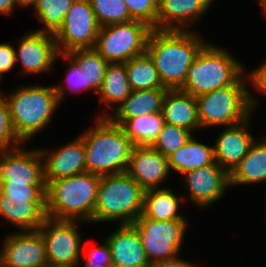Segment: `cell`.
Wrapping results in <instances>:
<instances>
[{
  "label": "cell",
  "mask_w": 266,
  "mask_h": 267,
  "mask_svg": "<svg viewBox=\"0 0 266 267\" xmlns=\"http://www.w3.org/2000/svg\"><path fill=\"white\" fill-rule=\"evenodd\" d=\"M199 32L151 31L146 53L152 59L165 88L180 89L183 86L189 67L208 43Z\"/></svg>",
  "instance_id": "1"
},
{
  "label": "cell",
  "mask_w": 266,
  "mask_h": 267,
  "mask_svg": "<svg viewBox=\"0 0 266 267\" xmlns=\"http://www.w3.org/2000/svg\"><path fill=\"white\" fill-rule=\"evenodd\" d=\"M81 224L88 223L48 217L44 220L38 231L44 239L49 267H80L85 240L79 230Z\"/></svg>",
  "instance_id": "10"
},
{
  "label": "cell",
  "mask_w": 266,
  "mask_h": 267,
  "mask_svg": "<svg viewBox=\"0 0 266 267\" xmlns=\"http://www.w3.org/2000/svg\"><path fill=\"white\" fill-rule=\"evenodd\" d=\"M17 68L15 49L11 42L0 43V74L2 76Z\"/></svg>",
  "instance_id": "40"
},
{
  "label": "cell",
  "mask_w": 266,
  "mask_h": 267,
  "mask_svg": "<svg viewBox=\"0 0 266 267\" xmlns=\"http://www.w3.org/2000/svg\"><path fill=\"white\" fill-rule=\"evenodd\" d=\"M179 179L185 187L182 193L184 202H191L198 210L215 206L214 203L226 197L230 189V175L216 162L187 171Z\"/></svg>",
  "instance_id": "11"
},
{
  "label": "cell",
  "mask_w": 266,
  "mask_h": 267,
  "mask_svg": "<svg viewBox=\"0 0 266 267\" xmlns=\"http://www.w3.org/2000/svg\"><path fill=\"white\" fill-rule=\"evenodd\" d=\"M15 1L20 10L24 8L29 9L30 7H33L36 2V0H15Z\"/></svg>",
  "instance_id": "43"
},
{
  "label": "cell",
  "mask_w": 266,
  "mask_h": 267,
  "mask_svg": "<svg viewBox=\"0 0 266 267\" xmlns=\"http://www.w3.org/2000/svg\"><path fill=\"white\" fill-rule=\"evenodd\" d=\"M25 146L0 150V182L45 183L43 159L38 146Z\"/></svg>",
  "instance_id": "16"
},
{
  "label": "cell",
  "mask_w": 266,
  "mask_h": 267,
  "mask_svg": "<svg viewBox=\"0 0 266 267\" xmlns=\"http://www.w3.org/2000/svg\"><path fill=\"white\" fill-rule=\"evenodd\" d=\"M149 267H201L198 263L186 260L181 255L176 258L150 263Z\"/></svg>",
  "instance_id": "41"
},
{
  "label": "cell",
  "mask_w": 266,
  "mask_h": 267,
  "mask_svg": "<svg viewBox=\"0 0 266 267\" xmlns=\"http://www.w3.org/2000/svg\"><path fill=\"white\" fill-rule=\"evenodd\" d=\"M44 169L46 185L53 180L68 178L85 172V145L83 139L76 135L73 140L52 149L38 147Z\"/></svg>",
  "instance_id": "18"
},
{
  "label": "cell",
  "mask_w": 266,
  "mask_h": 267,
  "mask_svg": "<svg viewBox=\"0 0 266 267\" xmlns=\"http://www.w3.org/2000/svg\"><path fill=\"white\" fill-rule=\"evenodd\" d=\"M266 182V133L259 134L247 155L230 174V188Z\"/></svg>",
  "instance_id": "25"
},
{
  "label": "cell",
  "mask_w": 266,
  "mask_h": 267,
  "mask_svg": "<svg viewBox=\"0 0 266 267\" xmlns=\"http://www.w3.org/2000/svg\"><path fill=\"white\" fill-rule=\"evenodd\" d=\"M161 112L164 123L191 131L201 132L196 98L180 89H168Z\"/></svg>",
  "instance_id": "22"
},
{
  "label": "cell",
  "mask_w": 266,
  "mask_h": 267,
  "mask_svg": "<svg viewBox=\"0 0 266 267\" xmlns=\"http://www.w3.org/2000/svg\"><path fill=\"white\" fill-rule=\"evenodd\" d=\"M4 97L9 106L13 129L24 144H30L40 132L42 134L49 128L59 106H62L53 84H22L5 93Z\"/></svg>",
  "instance_id": "3"
},
{
  "label": "cell",
  "mask_w": 266,
  "mask_h": 267,
  "mask_svg": "<svg viewBox=\"0 0 266 267\" xmlns=\"http://www.w3.org/2000/svg\"><path fill=\"white\" fill-rule=\"evenodd\" d=\"M15 227L14 231H35L46 216V200L7 199L0 192V218Z\"/></svg>",
  "instance_id": "21"
},
{
  "label": "cell",
  "mask_w": 266,
  "mask_h": 267,
  "mask_svg": "<svg viewBox=\"0 0 266 267\" xmlns=\"http://www.w3.org/2000/svg\"><path fill=\"white\" fill-rule=\"evenodd\" d=\"M0 192L7 199L46 200V183L0 182Z\"/></svg>",
  "instance_id": "35"
},
{
  "label": "cell",
  "mask_w": 266,
  "mask_h": 267,
  "mask_svg": "<svg viewBox=\"0 0 266 267\" xmlns=\"http://www.w3.org/2000/svg\"><path fill=\"white\" fill-rule=\"evenodd\" d=\"M211 42L195 57L180 88L194 97L232 85L245 73V64L230 49Z\"/></svg>",
  "instance_id": "6"
},
{
  "label": "cell",
  "mask_w": 266,
  "mask_h": 267,
  "mask_svg": "<svg viewBox=\"0 0 266 267\" xmlns=\"http://www.w3.org/2000/svg\"><path fill=\"white\" fill-rule=\"evenodd\" d=\"M164 125L162 112L126 119L120 126L134 146H151Z\"/></svg>",
  "instance_id": "28"
},
{
  "label": "cell",
  "mask_w": 266,
  "mask_h": 267,
  "mask_svg": "<svg viewBox=\"0 0 266 267\" xmlns=\"http://www.w3.org/2000/svg\"><path fill=\"white\" fill-rule=\"evenodd\" d=\"M198 140L193 135L190 140L175 153L168 157L170 172L183 173L203 166L212 165L215 162L213 145ZM202 141V142H201Z\"/></svg>",
  "instance_id": "27"
},
{
  "label": "cell",
  "mask_w": 266,
  "mask_h": 267,
  "mask_svg": "<svg viewBox=\"0 0 266 267\" xmlns=\"http://www.w3.org/2000/svg\"><path fill=\"white\" fill-rule=\"evenodd\" d=\"M130 17L139 20L156 30L158 0H124Z\"/></svg>",
  "instance_id": "39"
},
{
  "label": "cell",
  "mask_w": 266,
  "mask_h": 267,
  "mask_svg": "<svg viewBox=\"0 0 266 267\" xmlns=\"http://www.w3.org/2000/svg\"><path fill=\"white\" fill-rule=\"evenodd\" d=\"M173 189V190H172ZM175 187L151 189L144 193L142 215L157 221L188 220L180 209L186 206Z\"/></svg>",
  "instance_id": "24"
},
{
  "label": "cell",
  "mask_w": 266,
  "mask_h": 267,
  "mask_svg": "<svg viewBox=\"0 0 266 267\" xmlns=\"http://www.w3.org/2000/svg\"><path fill=\"white\" fill-rule=\"evenodd\" d=\"M189 221H157L141 214L131 225L140 236L149 263H153L176 258L183 253Z\"/></svg>",
  "instance_id": "9"
},
{
  "label": "cell",
  "mask_w": 266,
  "mask_h": 267,
  "mask_svg": "<svg viewBox=\"0 0 266 267\" xmlns=\"http://www.w3.org/2000/svg\"><path fill=\"white\" fill-rule=\"evenodd\" d=\"M124 63H108L104 73L101 89L97 93L98 100L104 105L96 117H109L114 113L124 100L130 95ZM106 107L107 110H106ZM111 109L108 111V109ZM113 111V112H112Z\"/></svg>",
  "instance_id": "23"
},
{
  "label": "cell",
  "mask_w": 266,
  "mask_h": 267,
  "mask_svg": "<svg viewBox=\"0 0 266 267\" xmlns=\"http://www.w3.org/2000/svg\"><path fill=\"white\" fill-rule=\"evenodd\" d=\"M145 190L127 173L100 177L93 225H131L142 214Z\"/></svg>",
  "instance_id": "5"
},
{
  "label": "cell",
  "mask_w": 266,
  "mask_h": 267,
  "mask_svg": "<svg viewBox=\"0 0 266 267\" xmlns=\"http://www.w3.org/2000/svg\"><path fill=\"white\" fill-rule=\"evenodd\" d=\"M90 244L85 240L82 243V260L80 266L111 267V252L106 240L102 239V243L94 244V246H90Z\"/></svg>",
  "instance_id": "38"
},
{
  "label": "cell",
  "mask_w": 266,
  "mask_h": 267,
  "mask_svg": "<svg viewBox=\"0 0 266 267\" xmlns=\"http://www.w3.org/2000/svg\"><path fill=\"white\" fill-rule=\"evenodd\" d=\"M4 80V76H2L1 74H0V84H2L1 82ZM1 86V85H0ZM1 88V87H0ZM5 95V92L4 91H2L1 89H0V97H2V96H4Z\"/></svg>",
  "instance_id": "45"
},
{
  "label": "cell",
  "mask_w": 266,
  "mask_h": 267,
  "mask_svg": "<svg viewBox=\"0 0 266 267\" xmlns=\"http://www.w3.org/2000/svg\"><path fill=\"white\" fill-rule=\"evenodd\" d=\"M245 75L246 78H248L247 79L248 107L250 113L253 116H255L254 115V112H256L255 109L259 108V105L262 104L260 102L262 100H260V98L257 97L255 93L260 92L262 95L266 96V60H264L263 63L261 61L260 65H257L255 69H251V71H249L245 65ZM253 88L255 89L254 91H256L255 93L252 92Z\"/></svg>",
  "instance_id": "36"
},
{
  "label": "cell",
  "mask_w": 266,
  "mask_h": 267,
  "mask_svg": "<svg viewBox=\"0 0 266 267\" xmlns=\"http://www.w3.org/2000/svg\"><path fill=\"white\" fill-rule=\"evenodd\" d=\"M23 144L13 129L9 106L2 96L0 97V150L16 149Z\"/></svg>",
  "instance_id": "37"
},
{
  "label": "cell",
  "mask_w": 266,
  "mask_h": 267,
  "mask_svg": "<svg viewBox=\"0 0 266 267\" xmlns=\"http://www.w3.org/2000/svg\"><path fill=\"white\" fill-rule=\"evenodd\" d=\"M100 177L84 172L50 181L46 185V216L93 224Z\"/></svg>",
  "instance_id": "4"
},
{
  "label": "cell",
  "mask_w": 266,
  "mask_h": 267,
  "mask_svg": "<svg viewBox=\"0 0 266 267\" xmlns=\"http://www.w3.org/2000/svg\"><path fill=\"white\" fill-rule=\"evenodd\" d=\"M105 240L111 252V267H149L137 230L132 225H118Z\"/></svg>",
  "instance_id": "20"
},
{
  "label": "cell",
  "mask_w": 266,
  "mask_h": 267,
  "mask_svg": "<svg viewBox=\"0 0 266 267\" xmlns=\"http://www.w3.org/2000/svg\"><path fill=\"white\" fill-rule=\"evenodd\" d=\"M84 72L86 92L97 95L101 89L108 62L94 48L76 49L67 53Z\"/></svg>",
  "instance_id": "29"
},
{
  "label": "cell",
  "mask_w": 266,
  "mask_h": 267,
  "mask_svg": "<svg viewBox=\"0 0 266 267\" xmlns=\"http://www.w3.org/2000/svg\"><path fill=\"white\" fill-rule=\"evenodd\" d=\"M131 91L147 89H167L163 86L152 59L145 52L125 62Z\"/></svg>",
  "instance_id": "30"
},
{
  "label": "cell",
  "mask_w": 266,
  "mask_h": 267,
  "mask_svg": "<svg viewBox=\"0 0 266 267\" xmlns=\"http://www.w3.org/2000/svg\"><path fill=\"white\" fill-rule=\"evenodd\" d=\"M75 0H36L32 7L41 28L33 29L38 32L55 34L62 26L65 16L68 14Z\"/></svg>",
  "instance_id": "31"
},
{
  "label": "cell",
  "mask_w": 266,
  "mask_h": 267,
  "mask_svg": "<svg viewBox=\"0 0 266 267\" xmlns=\"http://www.w3.org/2000/svg\"><path fill=\"white\" fill-rule=\"evenodd\" d=\"M15 44L18 46H14V49L16 66L20 65L19 75L36 76L55 72V60L59 52L54 34L29 29Z\"/></svg>",
  "instance_id": "13"
},
{
  "label": "cell",
  "mask_w": 266,
  "mask_h": 267,
  "mask_svg": "<svg viewBox=\"0 0 266 267\" xmlns=\"http://www.w3.org/2000/svg\"><path fill=\"white\" fill-rule=\"evenodd\" d=\"M168 89L133 90L119 108L109 116L117 125L126 119L161 112Z\"/></svg>",
  "instance_id": "26"
},
{
  "label": "cell",
  "mask_w": 266,
  "mask_h": 267,
  "mask_svg": "<svg viewBox=\"0 0 266 267\" xmlns=\"http://www.w3.org/2000/svg\"><path fill=\"white\" fill-rule=\"evenodd\" d=\"M100 27L133 20L124 0H89Z\"/></svg>",
  "instance_id": "33"
},
{
  "label": "cell",
  "mask_w": 266,
  "mask_h": 267,
  "mask_svg": "<svg viewBox=\"0 0 266 267\" xmlns=\"http://www.w3.org/2000/svg\"><path fill=\"white\" fill-rule=\"evenodd\" d=\"M16 9H19L15 0H0V14L4 16L14 15Z\"/></svg>",
  "instance_id": "42"
},
{
  "label": "cell",
  "mask_w": 266,
  "mask_h": 267,
  "mask_svg": "<svg viewBox=\"0 0 266 267\" xmlns=\"http://www.w3.org/2000/svg\"><path fill=\"white\" fill-rule=\"evenodd\" d=\"M58 60H63L64 63L68 64L65 69L64 78L60 81L61 83L58 82L56 84L55 82L53 84L58 100L62 105V102L65 100V97H68L69 93L77 95L86 92V77L77 63L67 53H59L55 60L56 63L59 62Z\"/></svg>",
  "instance_id": "32"
},
{
  "label": "cell",
  "mask_w": 266,
  "mask_h": 267,
  "mask_svg": "<svg viewBox=\"0 0 266 267\" xmlns=\"http://www.w3.org/2000/svg\"><path fill=\"white\" fill-rule=\"evenodd\" d=\"M152 30V27L139 20L102 26L94 49L108 63H125L146 52Z\"/></svg>",
  "instance_id": "8"
},
{
  "label": "cell",
  "mask_w": 266,
  "mask_h": 267,
  "mask_svg": "<svg viewBox=\"0 0 266 267\" xmlns=\"http://www.w3.org/2000/svg\"><path fill=\"white\" fill-rule=\"evenodd\" d=\"M193 135L191 131L184 128L164 123L161 132L151 147L168 158L183 147Z\"/></svg>",
  "instance_id": "34"
},
{
  "label": "cell",
  "mask_w": 266,
  "mask_h": 267,
  "mask_svg": "<svg viewBox=\"0 0 266 267\" xmlns=\"http://www.w3.org/2000/svg\"><path fill=\"white\" fill-rule=\"evenodd\" d=\"M247 87L244 73L232 85L196 96L201 131L236 125L247 119L251 115Z\"/></svg>",
  "instance_id": "7"
},
{
  "label": "cell",
  "mask_w": 266,
  "mask_h": 267,
  "mask_svg": "<svg viewBox=\"0 0 266 267\" xmlns=\"http://www.w3.org/2000/svg\"><path fill=\"white\" fill-rule=\"evenodd\" d=\"M216 0H158L156 30L197 31ZM193 28V29H192Z\"/></svg>",
  "instance_id": "17"
},
{
  "label": "cell",
  "mask_w": 266,
  "mask_h": 267,
  "mask_svg": "<svg viewBox=\"0 0 266 267\" xmlns=\"http://www.w3.org/2000/svg\"><path fill=\"white\" fill-rule=\"evenodd\" d=\"M0 243V267H49L38 230L8 232Z\"/></svg>",
  "instance_id": "14"
},
{
  "label": "cell",
  "mask_w": 266,
  "mask_h": 267,
  "mask_svg": "<svg viewBox=\"0 0 266 267\" xmlns=\"http://www.w3.org/2000/svg\"><path fill=\"white\" fill-rule=\"evenodd\" d=\"M251 114L247 119L232 126L223 127L215 136L213 151L215 162L221 166L229 175L240 164L241 160L247 155L251 144L257 138L252 134ZM251 128V129H250Z\"/></svg>",
  "instance_id": "15"
},
{
  "label": "cell",
  "mask_w": 266,
  "mask_h": 267,
  "mask_svg": "<svg viewBox=\"0 0 266 267\" xmlns=\"http://www.w3.org/2000/svg\"><path fill=\"white\" fill-rule=\"evenodd\" d=\"M94 119V125L78 134L85 145V172L99 176L126 172L133 143L109 117Z\"/></svg>",
  "instance_id": "2"
},
{
  "label": "cell",
  "mask_w": 266,
  "mask_h": 267,
  "mask_svg": "<svg viewBox=\"0 0 266 267\" xmlns=\"http://www.w3.org/2000/svg\"><path fill=\"white\" fill-rule=\"evenodd\" d=\"M258 4L260 5V9L262 11V13H264V18L266 17V0H257Z\"/></svg>",
  "instance_id": "44"
},
{
  "label": "cell",
  "mask_w": 266,
  "mask_h": 267,
  "mask_svg": "<svg viewBox=\"0 0 266 267\" xmlns=\"http://www.w3.org/2000/svg\"><path fill=\"white\" fill-rule=\"evenodd\" d=\"M100 26L89 0H75L54 34L59 53L94 48Z\"/></svg>",
  "instance_id": "12"
},
{
  "label": "cell",
  "mask_w": 266,
  "mask_h": 267,
  "mask_svg": "<svg viewBox=\"0 0 266 267\" xmlns=\"http://www.w3.org/2000/svg\"><path fill=\"white\" fill-rule=\"evenodd\" d=\"M126 172L145 191L170 187L163 183H167L165 181L173 174L168 167V158L151 146H134Z\"/></svg>",
  "instance_id": "19"
}]
</instances>
